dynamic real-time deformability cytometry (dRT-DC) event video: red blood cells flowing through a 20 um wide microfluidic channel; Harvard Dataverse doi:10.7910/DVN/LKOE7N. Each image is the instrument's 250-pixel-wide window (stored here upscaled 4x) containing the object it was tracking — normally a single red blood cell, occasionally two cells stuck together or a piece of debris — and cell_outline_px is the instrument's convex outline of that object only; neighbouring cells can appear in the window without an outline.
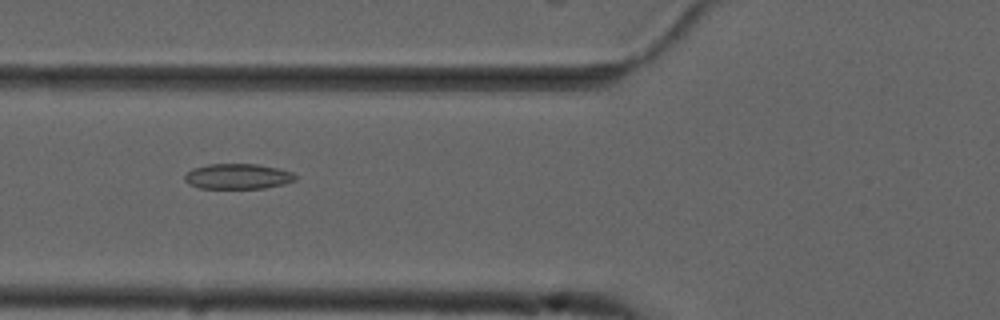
{"species": "common noctule bat (a hibernating species)", "species_latin": "Nyctalus noctula", "temperature_condition": "cold", "stored_images_in_passage": 39, "camera_frame_rate_fps": 3000, "um_per_image_px": 0.085, "animal": {"sex": "male", "forearm_length_mm": 52.5}, "frame": {"image": 1, "passage_image": 5, "time_ms": 1.333, "image_size_px": [1000, 320], "cell_outline_px": [[296, 180], [284, 184], [264, 188], [200, 188], [188, 184], [184, 180], [184, 176], [192, 168], [208, 164], [256, 164], [280, 168], [292, 172], [296, 176]], "centroid_in_image_um": [20.21, 14.99], "position_along_channel_um": 105.6, "area_um2": 16.42}}
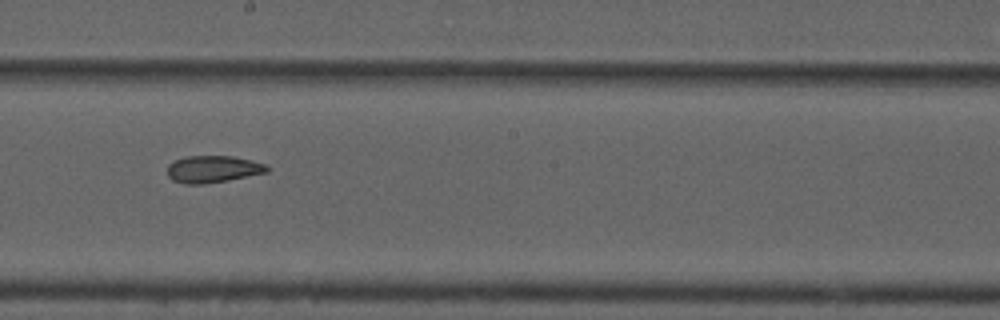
{"frame": {"image": 2, "passage_image": 15, "time_ms": 4.667, "image_size_px": [1000, 320], "cell_outline_px": [[272, 168], [268, 172], [204, 184], [184, 184], [172, 180], [168, 176], [168, 164], [176, 160], [188, 156], [232, 156], [252, 160], [264, 164]], "centroid_in_image_um": [18.1, 14.37], "position_along_channel_um": 230.1, "area_um2": 15.61}}
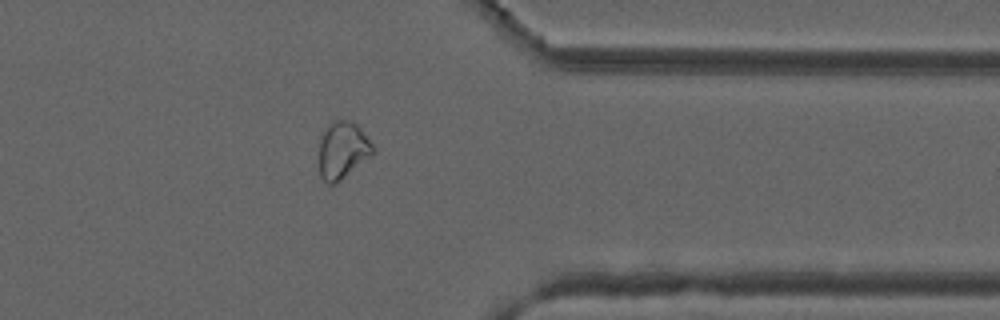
{"frame": {"image": 3, "passage_image": 28, "time_ms": 9.0, "image_size_px": [1000, 320], "cell_outline_px": [[376, 152], [372, 156], [336, 184], [328, 184], [320, 176], [320, 140], [324, 132], [332, 120], [352, 120], [360, 128], [376, 148]], "centroid_in_image_um": [29.17, 12.78], "position_along_channel_um": 382.2, "area_um2": 18.03}, "authors_computed_cell_mechanics": {"area_um2": 16.5886, "velocity_mm_per_s": 3.7327, "shape_relaxation_time_tau1_ms": null, "shape_relaxation_time_tau2_ms": 4.1057, "deformation_change_tau1": null, "deformation_change_tau2": 0.0936}}